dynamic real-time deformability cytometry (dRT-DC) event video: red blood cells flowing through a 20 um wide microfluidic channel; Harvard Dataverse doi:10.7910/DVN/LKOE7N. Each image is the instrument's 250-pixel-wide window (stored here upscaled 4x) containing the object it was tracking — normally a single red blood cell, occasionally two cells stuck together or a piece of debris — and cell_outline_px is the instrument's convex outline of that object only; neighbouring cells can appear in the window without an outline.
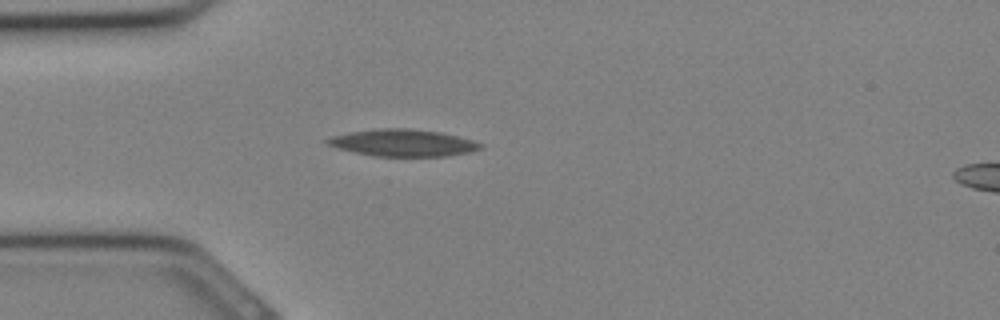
{"species": "Egyptian fruit bat (a non-hibernating species)", "species_latin": "Rousettus aegyptiacus", "temperature_condition": "cold", "stored_images_in_passage": 26, "camera_frame_rate_fps": 3000, "um_per_image_px": 0.085, "animal": {"sex": "female"}, "frame": {"image": 1, "passage_image": 5, "time_ms": 1.333, "image_size_px": [1000, 320], "cell_outline_px": [[484, 144], [480, 148], [472, 152], [448, 156], [376, 156], [356, 152], [340, 148], [328, 144], [324, 140], [332, 136], [348, 132], [380, 128], [408, 128], [440, 132], [472, 140]], "centroid_in_image_um": [34.28, 12.13], "position_along_channel_um": 50.7, "area_um2": 23.87}}
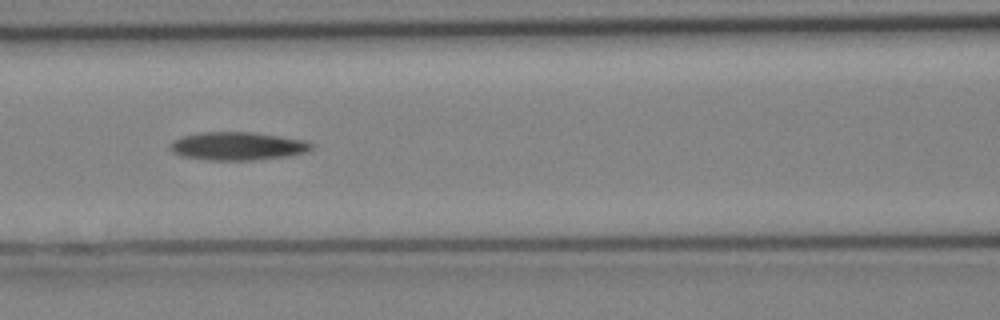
{"frame": {"image": 2, "passage_image": 10, "time_ms": 3.0, "image_size_px": [1000, 320], "cell_outline_px": [[312, 148], [304, 152], [288, 156], [252, 160], [208, 160], [184, 156], [172, 152], [168, 148], [168, 144], [172, 140], [184, 136], [200, 132], [252, 132], [280, 136], [304, 140], [312, 144]], "centroid_in_image_um": [20.14, 12.41], "position_along_channel_um": 146.5, "area_um2": 23.12}}
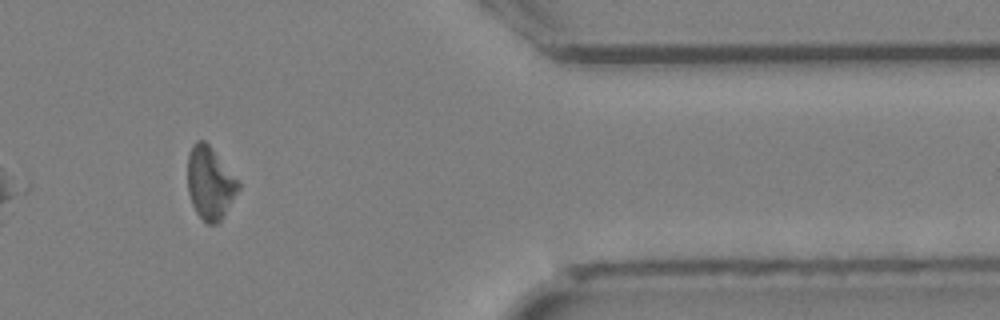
{"frame": {"image": 3, "passage_image": 23, "time_ms": 7.333, "image_size_px": [1000, 320], "cell_outline_px": [[240, 188], [224, 216], [216, 224], [208, 224], [196, 212], [192, 204], [188, 192], [188, 152], [192, 144], [196, 140], [204, 140], [208, 144], [240, 180]], "centroid_in_image_um": [17.86, 15.54], "position_along_channel_um": 393.5, "area_um2": 21.62}}